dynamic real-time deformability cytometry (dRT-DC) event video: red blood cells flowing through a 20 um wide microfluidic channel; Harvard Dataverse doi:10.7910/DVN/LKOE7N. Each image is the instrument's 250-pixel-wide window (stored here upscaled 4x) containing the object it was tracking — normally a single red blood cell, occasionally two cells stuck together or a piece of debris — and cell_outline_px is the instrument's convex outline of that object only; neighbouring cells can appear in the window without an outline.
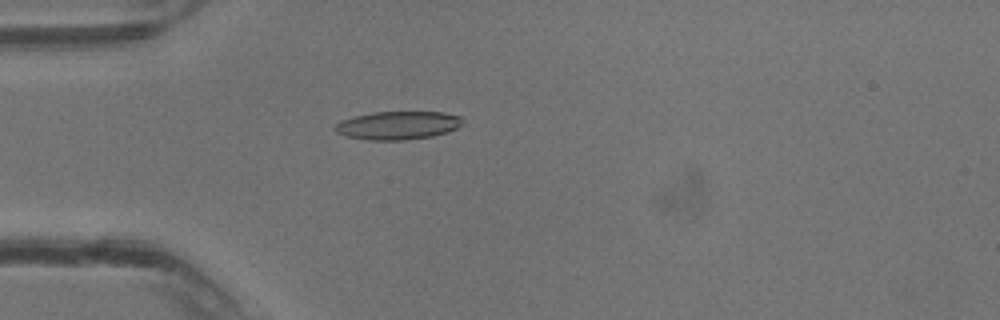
{"species": "common noctule bat (a hibernating species)", "species_latin": "Nyctalus noctula", "temperature_condition": "warm", "stored_images_in_passage": 31, "camera_frame_rate_fps": 3000, "um_per_image_px": 0.085, "animal": {"sex": "male", "body_mass_g": 13.3}, "frame": {"image": 1, "passage_image": 3, "time_ms": 0.667, "image_size_px": [1000, 320], "cell_outline_px": [[460, 124], [456, 128], [448, 132], [432, 136], [404, 140], [368, 140], [344, 136], [336, 132], [332, 128], [340, 120], [352, 116], [372, 112], [444, 112], [460, 116]], "centroid_in_image_um": [33.74, 10.65], "position_along_channel_um": 51.3, "area_um2": 21.1}}
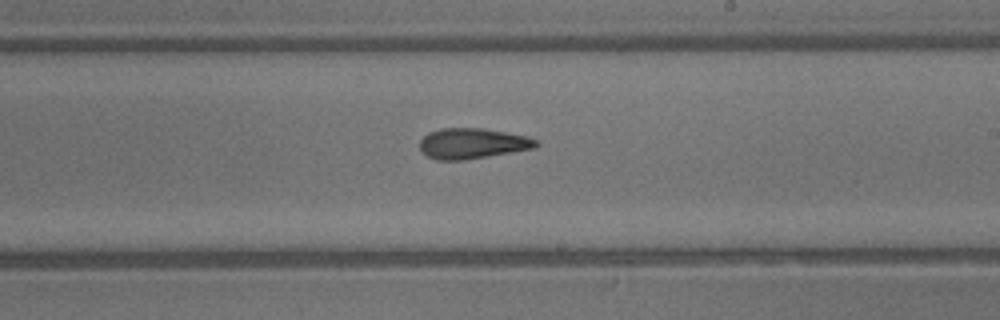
{"frame": {"image": 2, "passage_image": 15, "time_ms": 4.667, "image_size_px": [1000, 320], "cell_outline_px": [[540, 144], [536, 148], [464, 160], [436, 160], [428, 156], [420, 148], [420, 140], [428, 132], [440, 128], [484, 128], [528, 136], [536, 140]], "centroid_in_image_um": [40.17, 12.19], "position_along_channel_um": 248.8, "area_um2": 20.75}}
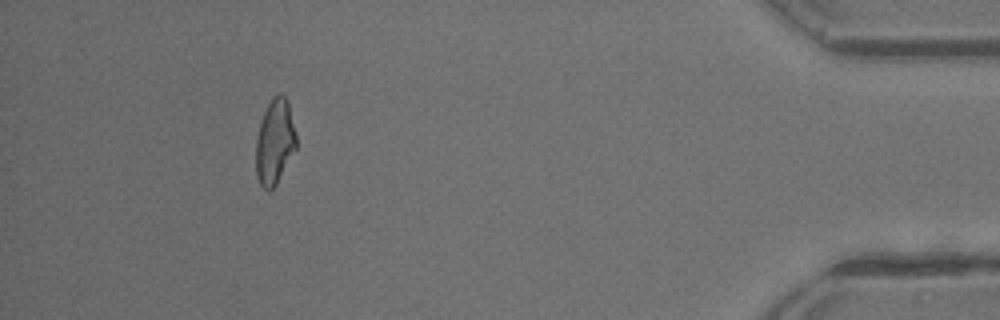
{"frame": {"image": 3, "passage_image": 28, "time_ms": 9.0, "image_size_px": [1000, 320], "cell_outline_px": [[296, 148], [276, 184], [268, 192], [260, 184], [256, 176], [256, 140], [260, 124], [264, 112], [272, 96], [280, 92], [284, 96], [288, 104], [296, 136]], "centroid_in_image_um": [23.34, 12.06], "position_along_channel_um": 411.9, "area_um2": 19.71}}